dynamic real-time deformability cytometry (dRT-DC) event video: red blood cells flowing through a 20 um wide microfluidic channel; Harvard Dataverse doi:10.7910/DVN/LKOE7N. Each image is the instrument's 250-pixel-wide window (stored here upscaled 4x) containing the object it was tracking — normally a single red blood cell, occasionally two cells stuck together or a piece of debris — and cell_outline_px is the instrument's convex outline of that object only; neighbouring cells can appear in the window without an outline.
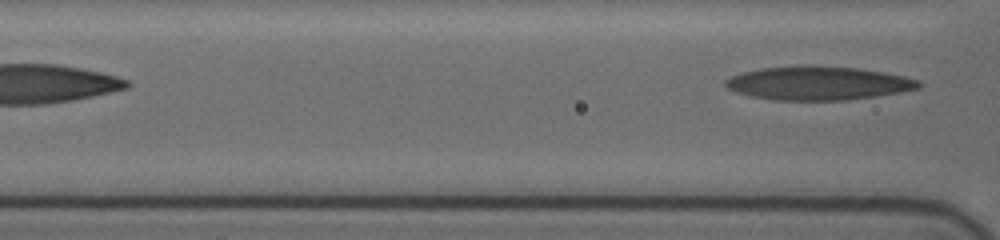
{"species": "human", "species_latin": "Homo sapiens", "temperature_condition": "cold", "stored_images_in_passage": 12, "segment_of_instrument_passage": [2, 2], "camera_frame_rate_fps": 3000, "um_per_image_px": 0.085, "donor": {"sex": "female"}, "frame": {"image": 1, "passage_image": 12, "time_ms": 6.667, "image_size_px": [1000, 240], "cell_outline_px": [[924, 84], [920, 88], [900, 92], [844, 100], [776, 100], [752, 96], [736, 92], [728, 88], [724, 84], [724, 80], [732, 76], [744, 72], [764, 68], [860, 68], [884, 72], [904, 76], [920, 80]], "centroid_in_image_um": [69.61, 7.1], "position_along_channel_um": 97.0, "area_um2": 36.59}}